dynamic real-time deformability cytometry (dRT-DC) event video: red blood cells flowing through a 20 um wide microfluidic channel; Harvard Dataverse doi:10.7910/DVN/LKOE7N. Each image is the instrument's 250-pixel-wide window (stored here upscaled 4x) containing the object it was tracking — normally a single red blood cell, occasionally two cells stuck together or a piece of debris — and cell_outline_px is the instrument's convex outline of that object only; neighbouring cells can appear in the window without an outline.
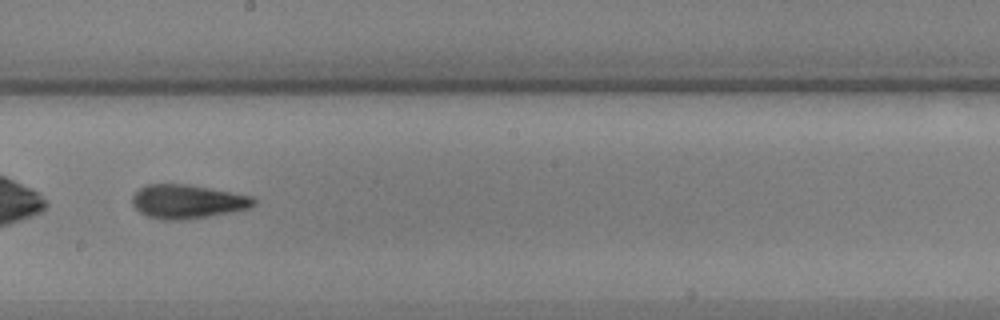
{"species": "common noctule bat (a hibernating species)", "species_latin": "Nyctalus noctula", "temperature_condition": "warm", "stored_images_in_passage": 53, "camera_frame_rate_fps": 3000, "um_per_image_px": 0.085, "animal": {"sex": "male", "body_mass_g": 17.9, "forearm_length_mm": 54.2}, "frame": {"image": 1, "passage_image": 29, "time_ms": 9.333, "image_size_px": [1000, 320], "cell_outline_px": [[256, 204], [248, 208], [208, 216], [180, 220], [164, 220], [148, 216], [140, 212], [132, 204], [132, 196], [140, 188], [148, 184], [188, 184], [232, 192], [252, 196], [256, 200]], "centroid_in_image_um": [15.92, 17.12], "position_along_channel_um": 232.3, "area_um2": 23.76}}
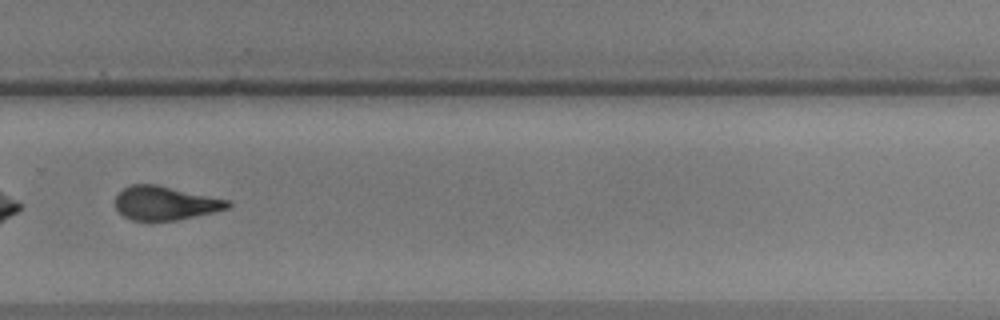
{"frame": {"image": 2, "passage_image": 36, "time_ms": 11.667, "image_size_px": [1000, 320], "cell_outline_px": [[232, 204], [228, 208], [212, 212], [176, 220], [132, 220], [124, 216], [116, 208], [116, 196], [124, 188], [132, 184], [156, 184], [228, 200]], "centroid_in_image_um": [14.02, 17.26], "position_along_channel_um": 315.8, "area_um2": 21.73}}
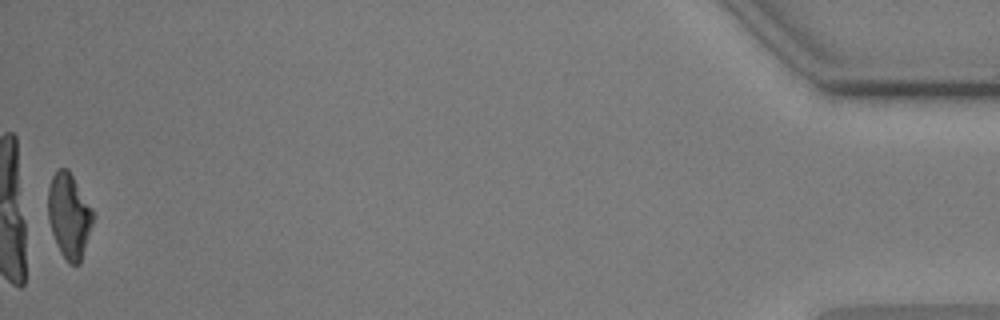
{"frame": {"image": 3, "passage_image": 53, "time_ms": 17.333, "image_size_px": [1000, 320], "cell_outline_px": [[96, 216], [80, 264], [72, 264], [60, 252], [56, 244], [48, 220], [48, 188], [52, 176], [60, 168], [68, 168], [92, 208]], "centroid_in_image_um": [5.89, 18.33], "position_along_channel_um": 429.3, "area_um2": 22.31}, "authors_computed_cell_mechanics": {"area_um2": 23.5824, "velocity_mm_per_s": 3.5935, "shape_relaxation_time_tau1_ms": 6.3113, "shape_relaxation_time_tau2_ms": 2.7535, "deformation_change_tau1": 0.1984, "deformation_change_tau2": 0.1171}}